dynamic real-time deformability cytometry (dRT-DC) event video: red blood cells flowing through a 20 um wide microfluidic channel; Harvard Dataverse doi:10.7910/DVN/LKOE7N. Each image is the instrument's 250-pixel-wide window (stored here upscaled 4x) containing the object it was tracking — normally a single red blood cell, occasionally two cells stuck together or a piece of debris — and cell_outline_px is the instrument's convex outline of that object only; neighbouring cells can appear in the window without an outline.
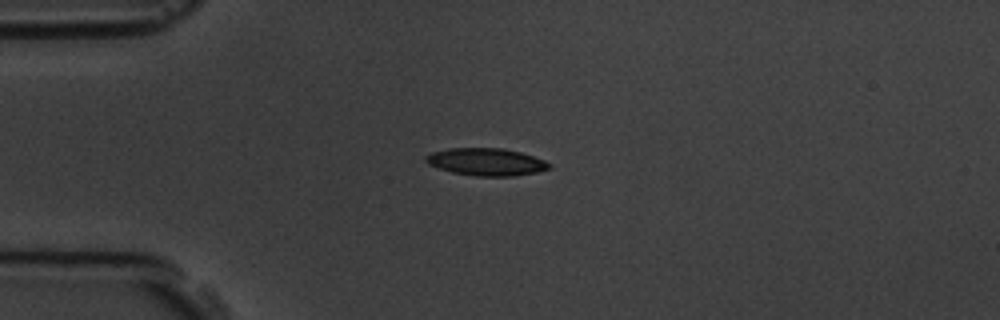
{"species": "common noctule bat (a hibernating species)", "species_latin": "Nyctalus noctula", "temperature_condition": "room temperature", "stored_images_in_passage": 5, "camera_frame_rate_fps": 3000, "um_per_image_px": 0.085, "animal": {"sex": "male", "body_mass_g": 19.5, "forearm_length_mm": 54.6}, "frame": {"image": 1, "passage_image": 1, "time_ms": 0.0, "image_size_px": [1000, 320], "cell_outline_px": [[552, 168], [536, 172], [512, 176], [476, 176], [452, 172], [428, 164], [424, 160], [424, 156], [432, 152], [448, 148], [504, 148], [520, 152], [544, 160], [552, 164]], "centroid_in_image_um": [41.33, 13.75], "position_along_channel_um": 43.7, "area_um2": 19.71}}
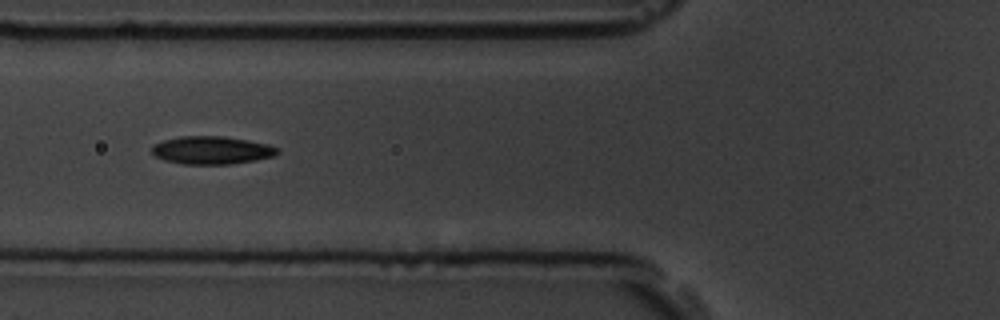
{"frame": {"image": 2, "passage_image": 3, "time_ms": 2.333, "image_size_px": [1000, 320], "cell_outline_px": [[280, 152], [272, 156], [256, 160], [228, 164], [184, 164], [164, 160], [156, 156], [152, 152], [152, 144], [164, 140], [180, 136], [224, 136], [248, 140], [268, 144], [280, 148]], "centroid_in_image_um": [18.0, 12.76], "position_along_channel_um": 107.8, "area_um2": 20.46}}
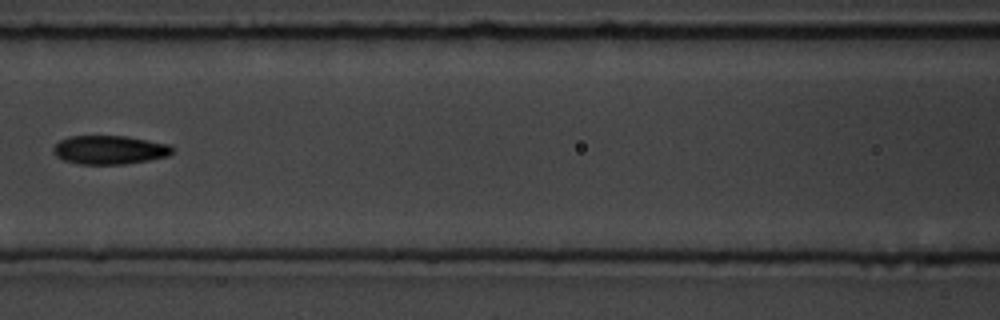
{"frame": {"image": 3, "passage_image": 4, "time_ms": 3.667, "image_size_px": [1000, 320], "cell_outline_px": [[176, 148], [168, 156], [148, 160], [124, 164], [80, 164], [64, 160], [56, 156], [52, 152], [52, 148], [60, 140], [68, 136], [128, 136], [168, 144]], "centroid_in_image_um": [9.31, 12.73], "position_along_channel_um": 157.3, "area_um2": 20.0}}